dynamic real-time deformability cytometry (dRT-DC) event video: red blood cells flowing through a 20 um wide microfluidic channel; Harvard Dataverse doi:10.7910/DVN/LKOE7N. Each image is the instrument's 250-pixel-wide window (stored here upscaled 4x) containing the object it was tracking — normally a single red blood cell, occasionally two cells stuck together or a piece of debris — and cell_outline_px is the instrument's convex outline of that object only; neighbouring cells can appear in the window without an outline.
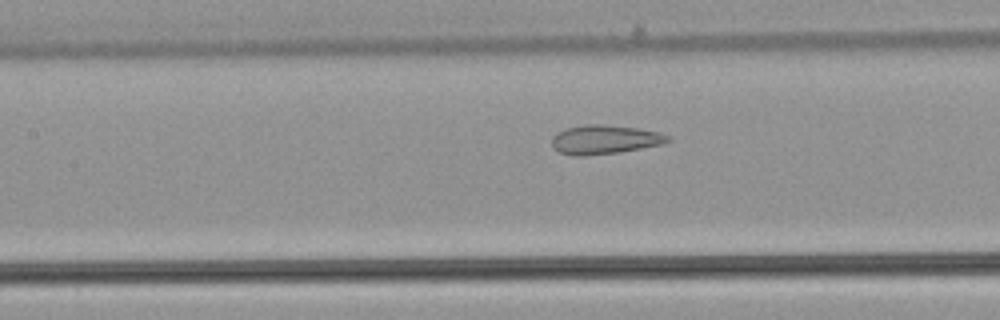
{"species": "common noctule bat (a hibernating species)", "species_latin": "Nyctalus noctula", "temperature_condition": "warm", "stored_images_in_passage": 43, "camera_frame_rate_fps": 3000, "um_per_image_px": 0.085, "animal": {"sex": "male", "body_mass_g": 21.5, "forearm_length_mm": 52.0}, "frame": {"image": 1, "passage_image": 15, "time_ms": 4.667, "image_size_px": [1000, 320], "cell_outline_px": [[672, 140], [664, 144], [620, 152], [584, 156], [576, 156], [560, 152], [552, 148], [552, 136], [556, 132], [568, 128], [584, 124], [600, 124], [640, 128], [672, 136]], "centroid_in_image_um": [51.41, 11.86], "position_along_channel_um": 156.0, "area_um2": 19.83}}
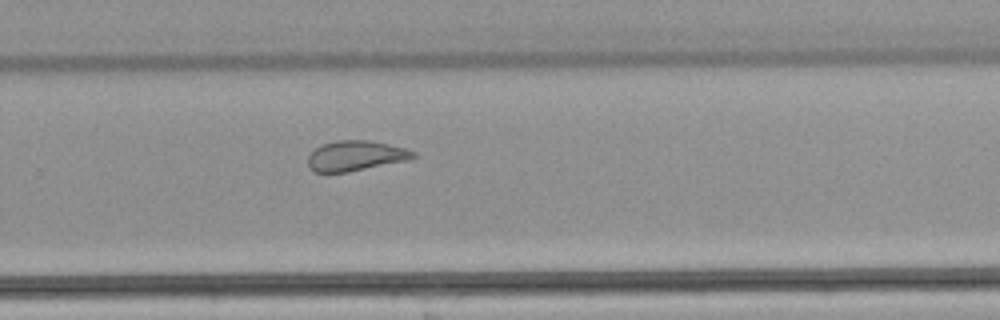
{"frame": {"image": 2, "passage_image": 26, "time_ms": 8.333, "image_size_px": [1000, 320], "cell_outline_px": [[416, 156], [408, 160], [348, 172], [312, 172], [308, 168], [308, 156], [316, 148], [324, 144], [336, 140], [368, 140], [408, 148], [416, 152]], "centroid_in_image_um": [30.24, 13.24], "position_along_channel_um": 299.6, "area_um2": 18.55}}
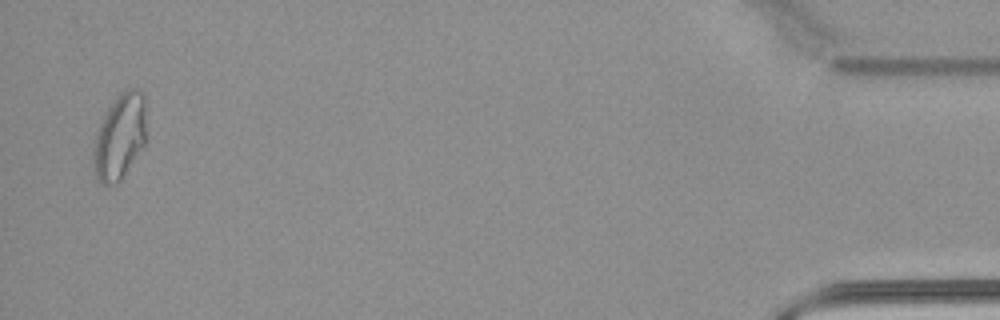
{"frame": {"image": 3, "passage_image": 42, "time_ms": 13.667, "image_size_px": [1000, 320], "cell_outline_px": [[148, 140], [120, 180], [116, 184], [100, 184], [96, 176], [92, 160], [92, 148], [96, 132], [108, 108], [120, 92], [128, 88], [140, 88], [144, 92]], "centroid_in_image_um": [10.21, 11.58], "position_along_channel_um": 425.0, "area_um2": 27.05}, "authors_computed_cell_mechanics": {"area_um2": 20.5768, "velocity_mm_per_s": 3.9289, "shape_relaxation_time_tau1_ms": null, "shape_relaxation_time_tau2_ms": 1.4135, "deformation_change_tau1": null, "deformation_change_tau2": 0.0934}}